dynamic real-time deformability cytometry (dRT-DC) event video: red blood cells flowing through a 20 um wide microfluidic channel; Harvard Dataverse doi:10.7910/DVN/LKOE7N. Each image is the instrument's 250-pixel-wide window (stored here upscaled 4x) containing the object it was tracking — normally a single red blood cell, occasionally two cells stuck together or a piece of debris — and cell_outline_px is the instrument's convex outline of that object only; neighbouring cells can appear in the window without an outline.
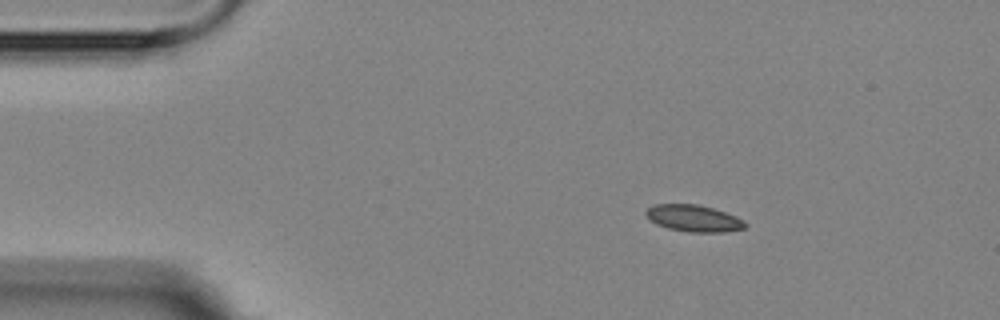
{"species": "Egyptian fruit bat (a non-hibernating species)", "species_latin": "Rousettus aegyptiacus", "temperature_condition": "room temperature", "stored_images_in_passage": 3, "camera_frame_rate_fps": 3000, "um_per_image_px": 0.085, "animal": {"sex": "female"}, "frame": {"image": 1, "passage_image": 2, "time_ms": 1.0, "image_size_px": [1000, 320], "cell_outline_px": [[748, 224], [744, 228], [724, 232], [688, 232], [668, 228], [656, 224], [648, 220], [644, 212], [648, 208], [656, 204], [696, 204], [712, 208], [736, 216], [744, 220]], "centroid_in_image_um": [58.94, 18.56], "position_along_channel_um": 26.1, "area_um2": 15.49}}